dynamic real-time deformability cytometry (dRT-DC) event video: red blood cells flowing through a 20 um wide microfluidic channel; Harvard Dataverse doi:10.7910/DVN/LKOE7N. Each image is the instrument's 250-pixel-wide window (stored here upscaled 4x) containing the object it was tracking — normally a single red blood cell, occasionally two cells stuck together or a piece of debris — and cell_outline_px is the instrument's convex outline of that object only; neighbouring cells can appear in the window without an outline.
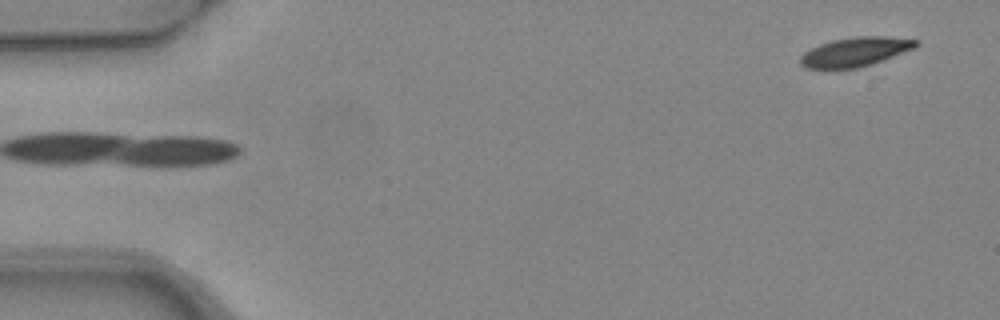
{"species": "common noctule bat (a hibernating species)", "species_latin": "Nyctalus noctula", "temperature_condition": "warm", "stored_images_in_passage": 5, "segment_of_instrument_passage": [2, 2], "camera_frame_rate_fps": 3000, "um_per_image_px": 0.085, "animal": {"sex": "female", "body_mass_g": 24.6, "forearm_length_mm": 56.2}, "frame": {"image": 1, "passage_image": 5, "time_ms": 1.333, "image_size_px": [1000, 320], "cell_outline_px": [[920, 44], [916, 48], [872, 64], [856, 68], [804, 68], [800, 64], [800, 56], [804, 52], [820, 44], [832, 40], [856, 36], [884, 36], [920, 40]], "centroid_in_image_um": [72.73, 4.4], "position_along_channel_um": 12.3, "area_um2": 19.71}}